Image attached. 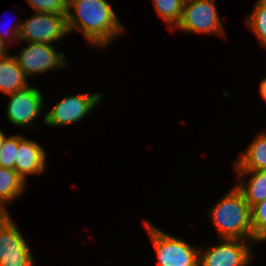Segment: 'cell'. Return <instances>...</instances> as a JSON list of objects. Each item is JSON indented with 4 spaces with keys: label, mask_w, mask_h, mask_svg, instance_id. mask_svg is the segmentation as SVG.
I'll return each instance as SVG.
<instances>
[{
    "label": "cell",
    "mask_w": 266,
    "mask_h": 266,
    "mask_svg": "<svg viewBox=\"0 0 266 266\" xmlns=\"http://www.w3.org/2000/svg\"><path fill=\"white\" fill-rule=\"evenodd\" d=\"M67 27L69 33L82 31L88 42L97 47L108 45L114 36L125 31L106 0H68Z\"/></svg>",
    "instance_id": "cell-1"
},
{
    "label": "cell",
    "mask_w": 266,
    "mask_h": 266,
    "mask_svg": "<svg viewBox=\"0 0 266 266\" xmlns=\"http://www.w3.org/2000/svg\"><path fill=\"white\" fill-rule=\"evenodd\" d=\"M211 218L221 239L253 240L251 207L243 194L232 189L211 209Z\"/></svg>",
    "instance_id": "cell-2"
},
{
    "label": "cell",
    "mask_w": 266,
    "mask_h": 266,
    "mask_svg": "<svg viewBox=\"0 0 266 266\" xmlns=\"http://www.w3.org/2000/svg\"><path fill=\"white\" fill-rule=\"evenodd\" d=\"M153 242L158 266H199V249L144 222Z\"/></svg>",
    "instance_id": "cell-3"
},
{
    "label": "cell",
    "mask_w": 266,
    "mask_h": 266,
    "mask_svg": "<svg viewBox=\"0 0 266 266\" xmlns=\"http://www.w3.org/2000/svg\"><path fill=\"white\" fill-rule=\"evenodd\" d=\"M67 14L38 13L22 21L18 39L35 43L52 44L68 34Z\"/></svg>",
    "instance_id": "cell-4"
},
{
    "label": "cell",
    "mask_w": 266,
    "mask_h": 266,
    "mask_svg": "<svg viewBox=\"0 0 266 266\" xmlns=\"http://www.w3.org/2000/svg\"><path fill=\"white\" fill-rule=\"evenodd\" d=\"M181 30L194 33H218L224 36L222 22L212 0L185 2L182 16L177 24Z\"/></svg>",
    "instance_id": "cell-5"
},
{
    "label": "cell",
    "mask_w": 266,
    "mask_h": 266,
    "mask_svg": "<svg viewBox=\"0 0 266 266\" xmlns=\"http://www.w3.org/2000/svg\"><path fill=\"white\" fill-rule=\"evenodd\" d=\"M9 213L0 217V266H34L32 253Z\"/></svg>",
    "instance_id": "cell-6"
},
{
    "label": "cell",
    "mask_w": 266,
    "mask_h": 266,
    "mask_svg": "<svg viewBox=\"0 0 266 266\" xmlns=\"http://www.w3.org/2000/svg\"><path fill=\"white\" fill-rule=\"evenodd\" d=\"M101 94H79L69 96L58 102L44 116V123L49 126H63L75 123L89 114L100 102Z\"/></svg>",
    "instance_id": "cell-7"
},
{
    "label": "cell",
    "mask_w": 266,
    "mask_h": 266,
    "mask_svg": "<svg viewBox=\"0 0 266 266\" xmlns=\"http://www.w3.org/2000/svg\"><path fill=\"white\" fill-rule=\"evenodd\" d=\"M28 43L26 48H22L20 56H15L26 77L39 72L45 73L68 64L63 53H57L53 44Z\"/></svg>",
    "instance_id": "cell-8"
},
{
    "label": "cell",
    "mask_w": 266,
    "mask_h": 266,
    "mask_svg": "<svg viewBox=\"0 0 266 266\" xmlns=\"http://www.w3.org/2000/svg\"><path fill=\"white\" fill-rule=\"evenodd\" d=\"M221 244L199 250V266H246L251 260V250L242 239H222Z\"/></svg>",
    "instance_id": "cell-9"
},
{
    "label": "cell",
    "mask_w": 266,
    "mask_h": 266,
    "mask_svg": "<svg viewBox=\"0 0 266 266\" xmlns=\"http://www.w3.org/2000/svg\"><path fill=\"white\" fill-rule=\"evenodd\" d=\"M11 100L7 108L8 120L18 126H30L43 110V98L37 88L29 87L9 94Z\"/></svg>",
    "instance_id": "cell-10"
},
{
    "label": "cell",
    "mask_w": 266,
    "mask_h": 266,
    "mask_svg": "<svg viewBox=\"0 0 266 266\" xmlns=\"http://www.w3.org/2000/svg\"><path fill=\"white\" fill-rule=\"evenodd\" d=\"M45 151L36 142L19 136L18 150L16 151L15 171L26 182L27 174L42 173L45 169Z\"/></svg>",
    "instance_id": "cell-11"
},
{
    "label": "cell",
    "mask_w": 266,
    "mask_h": 266,
    "mask_svg": "<svg viewBox=\"0 0 266 266\" xmlns=\"http://www.w3.org/2000/svg\"><path fill=\"white\" fill-rule=\"evenodd\" d=\"M26 76L19 67L15 56L0 58V91L9 95L17 90L25 88L27 84Z\"/></svg>",
    "instance_id": "cell-12"
},
{
    "label": "cell",
    "mask_w": 266,
    "mask_h": 266,
    "mask_svg": "<svg viewBox=\"0 0 266 266\" xmlns=\"http://www.w3.org/2000/svg\"><path fill=\"white\" fill-rule=\"evenodd\" d=\"M255 138L234 163L237 171H266V133Z\"/></svg>",
    "instance_id": "cell-13"
},
{
    "label": "cell",
    "mask_w": 266,
    "mask_h": 266,
    "mask_svg": "<svg viewBox=\"0 0 266 266\" xmlns=\"http://www.w3.org/2000/svg\"><path fill=\"white\" fill-rule=\"evenodd\" d=\"M25 181L14 170L0 167V212L8 214L4 205L21 195L25 188Z\"/></svg>",
    "instance_id": "cell-14"
},
{
    "label": "cell",
    "mask_w": 266,
    "mask_h": 266,
    "mask_svg": "<svg viewBox=\"0 0 266 266\" xmlns=\"http://www.w3.org/2000/svg\"><path fill=\"white\" fill-rule=\"evenodd\" d=\"M245 173L252 174L248 185L240 182L236 188L243 194L244 199L250 207L266 199V171H238L242 176ZM242 183V184H241Z\"/></svg>",
    "instance_id": "cell-15"
},
{
    "label": "cell",
    "mask_w": 266,
    "mask_h": 266,
    "mask_svg": "<svg viewBox=\"0 0 266 266\" xmlns=\"http://www.w3.org/2000/svg\"><path fill=\"white\" fill-rule=\"evenodd\" d=\"M158 15L169 25L177 26L179 23L184 2L182 0H153Z\"/></svg>",
    "instance_id": "cell-16"
},
{
    "label": "cell",
    "mask_w": 266,
    "mask_h": 266,
    "mask_svg": "<svg viewBox=\"0 0 266 266\" xmlns=\"http://www.w3.org/2000/svg\"><path fill=\"white\" fill-rule=\"evenodd\" d=\"M247 24L256 34L261 44L266 47V0H258Z\"/></svg>",
    "instance_id": "cell-17"
},
{
    "label": "cell",
    "mask_w": 266,
    "mask_h": 266,
    "mask_svg": "<svg viewBox=\"0 0 266 266\" xmlns=\"http://www.w3.org/2000/svg\"><path fill=\"white\" fill-rule=\"evenodd\" d=\"M253 241L266 240V199L251 207Z\"/></svg>",
    "instance_id": "cell-18"
},
{
    "label": "cell",
    "mask_w": 266,
    "mask_h": 266,
    "mask_svg": "<svg viewBox=\"0 0 266 266\" xmlns=\"http://www.w3.org/2000/svg\"><path fill=\"white\" fill-rule=\"evenodd\" d=\"M19 145V135L6 137L0 149V167L15 170L16 151Z\"/></svg>",
    "instance_id": "cell-19"
},
{
    "label": "cell",
    "mask_w": 266,
    "mask_h": 266,
    "mask_svg": "<svg viewBox=\"0 0 266 266\" xmlns=\"http://www.w3.org/2000/svg\"><path fill=\"white\" fill-rule=\"evenodd\" d=\"M35 12L67 14L68 0H26Z\"/></svg>",
    "instance_id": "cell-20"
},
{
    "label": "cell",
    "mask_w": 266,
    "mask_h": 266,
    "mask_svg": "<svg viewBox=\"0 0 266 266\" xmlns=\"http://www.w3.org/2000/svg\"><path fill=\"white\" fill-rule=\"evenodd\" d=\"M19 24H16L15 26L13 25V28L11 30V35L10 33L8 34L9 36H11V38L15 37V41H19L18 39V34H19V30H20V26H21V21H19ZM8 33V32H7ZM4 34V33H3ZM2 33H0V37L3 39V41L5 42V40H8L7 38L9 37L7 34L3 35Z\"/></svg>",
    "instance_id": "cell-21"
},
{
    "label": "cell",
    "mask_w": 266,
    "mask_h": 266,
    "mask_svg": "<svg viewBox=\"0 0 266 266\" xmlns=\"http://www.w3.org/2000/svg\"><path fill=\"white\" fill-rule=\"evenodd\" d=\"M5 43L6 42H4L3 39L0 37V58L8 56L6 50L8 51L9 49L6 48L5 45L7 44Z\"/></svg>",
    "instance_id": "cell-22"
},
{
    "label": "cell",
    "mask_w": 266,
    "mask_h": 266,
    "mask_svg": "<svg viewBox=\"0 0 266 266\" xmlns=\"http://www.w3.org/2000/svg\"><path fill=\"white\" fill-rule=\"evenodd\" d=\"M260 93L266 101V78L260 82Z\"/></svg>",
    "instance_id": "cell-23"
},
{
    "label": "cell",
    "mask_w": 266,
    "mask_h": 266,
    "mask_svg": "<svg viewBox=\"0 0 266 266\" xmlns=\"http://www.w3.org/2000/svg\"><path fill=\"white\" fill-rule=\"evenodd\" d=\"M5 139H6V136L0 130V149L3 146V143H4Z\"/></svg>",
    "instance_id": "cell-24"
},
{
    "label": "cell",
    "mask_w": 266,
    "mask_h": 266,
    "mask_svg": "<svg viewBox=\"0 0 266 266\" xmlns=\"http://www.w3.org/2000/svg\"><path fill=\"white\" fill-rule=\"evenodd\" d=\"M182 1L185 3V2H189V1H193V0H182Z\"/></svg>",
    "instance_id": "cell-25"
}]
</instances>
